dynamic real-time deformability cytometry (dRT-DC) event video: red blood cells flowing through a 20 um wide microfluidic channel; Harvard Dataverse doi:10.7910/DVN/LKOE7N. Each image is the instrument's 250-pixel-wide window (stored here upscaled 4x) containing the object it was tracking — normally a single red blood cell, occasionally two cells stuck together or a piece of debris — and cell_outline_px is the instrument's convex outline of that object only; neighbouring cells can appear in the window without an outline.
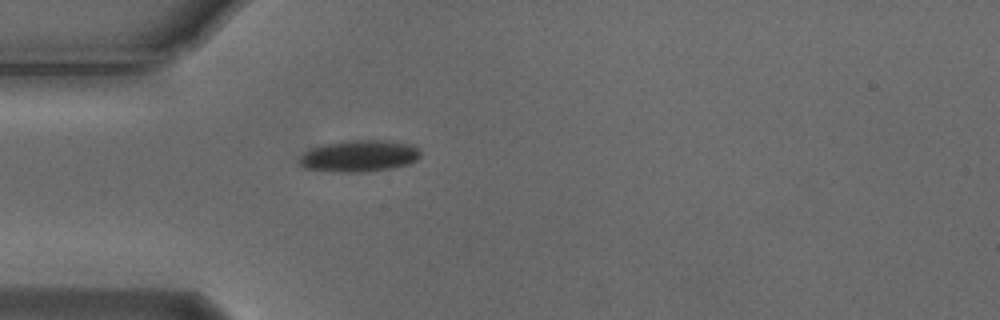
{"species": "Egyptian fruit bat (a non-hibernating species)", "species_latin": "Rousettus aegyptiacus", "temperature_condition": "cold", "stored_images_in_passage": 1, "camera_frame_rate_fps": 3000, "um_per_image_px": 0.085, "animal": {"sex": "male"}, "frame": {"image": 1, "passage_image": 1, "time_ms": 0.0, "image_size_px": [1000, 320], "cell_outline_px": [[420, 156], [416, 160], [408, 164], [392, 168], [364, 172], [332, 172], [304, 168], [300, 164], [300, 156], [304, 152], [312, 148], [324, 144], [344, 140], [388, 140], [412, 144], [420, 152]], "centroid_in_image_um": [30.53, 13.25], "position_along_channel_um": 54.5, "area_um2": 22.48}}